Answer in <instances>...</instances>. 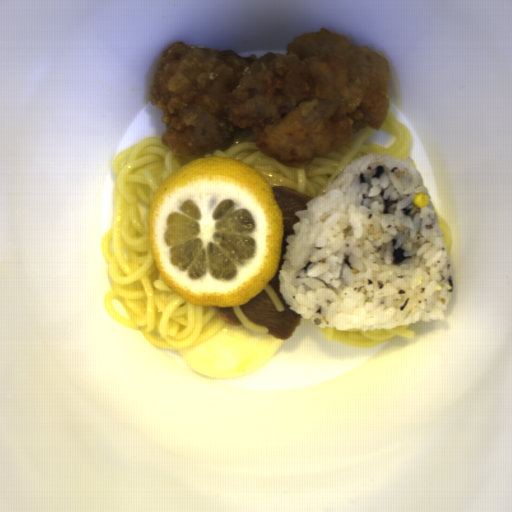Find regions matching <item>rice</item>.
Masks as SVG:
<instances>
[{"mask_svg":"<svg viewBox=\"0 0 512 512\" xmlns=\"http://www.w3.org/2000/svg\"><path fill=\"white\" fill-rule=\"evenodd\" d=\"M414 158L366 153L294 211L279 270L290 310L314 326L349 332L446 322L453 269Z\"/></svg>","mask_w":512,"mask_h":512,"instance_id":"rice-1","label":"rice"}]
</instances>
